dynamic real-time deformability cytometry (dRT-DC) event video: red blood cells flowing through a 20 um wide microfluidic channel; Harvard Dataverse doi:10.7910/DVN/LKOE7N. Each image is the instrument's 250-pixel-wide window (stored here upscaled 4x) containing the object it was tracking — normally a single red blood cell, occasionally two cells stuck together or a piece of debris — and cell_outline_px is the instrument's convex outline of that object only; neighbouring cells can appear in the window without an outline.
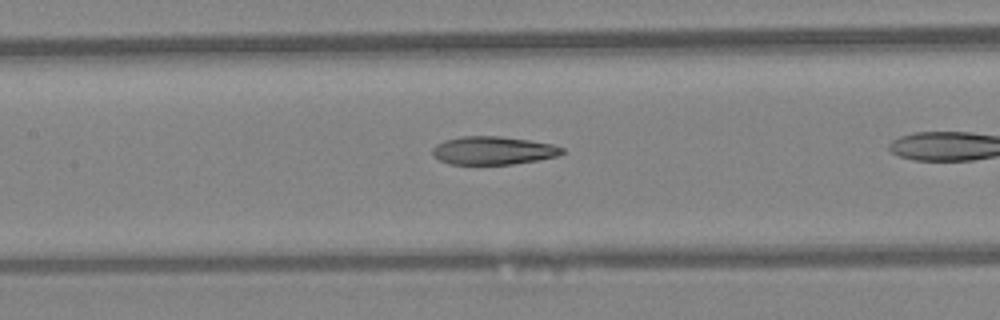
{"species": "Egyptian fruit bat (a non-hibernating species)", "species_latin": "Rousettus aegyptiacus", "temperature_condition": "warm", "stored_images_in_passage": 33, "camera_frame_rate_fps": 3000, "um_per_image_px": 0.085, "animal": {"sex": "female"}, "frame": {"image": 1, "passage_image": 19, "time_ms": 6.0, "image_size_px": [1000, 320], "cell_outline_px": [[564, 152], [560, 156], [512, 164], [448, 164], [432, 156], [432, 148], [436, 144], [444, 140], [460, 136], [500, 136], [528, 140], [552, 144], [564, 148]], "centroid_in_image_um": [41.89, 12.79], "position_along_channel_um": 165.5, "area_um2": 21.39}}
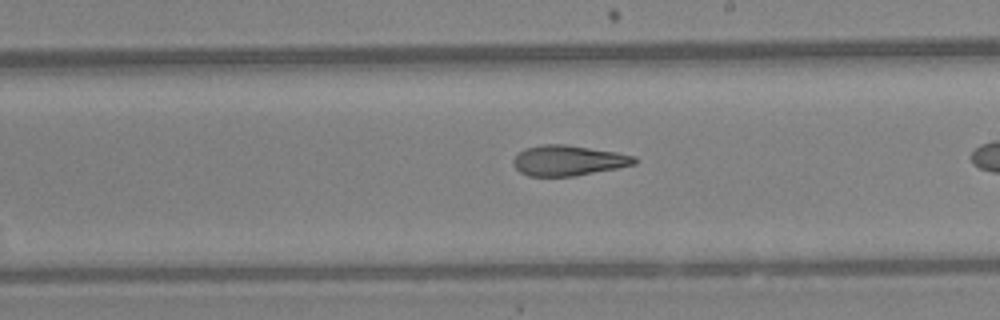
{"frame": {"image": 2, "passage_image": 24, "time_ms": 7.667, "image_size_px": [1000, 320], "cell_outline_px": [[636, 164], [616, 168], [572, 176], [528, 176], [520, 172], [512, 164], [512, 160], [524, 148], [540, 144], [564, 144], [616, 152], [636, 156]], "centroid_in_image_um": [48.27, 13.63], "position_along_channel_um": 240.7, "area_um2": 21.33}}